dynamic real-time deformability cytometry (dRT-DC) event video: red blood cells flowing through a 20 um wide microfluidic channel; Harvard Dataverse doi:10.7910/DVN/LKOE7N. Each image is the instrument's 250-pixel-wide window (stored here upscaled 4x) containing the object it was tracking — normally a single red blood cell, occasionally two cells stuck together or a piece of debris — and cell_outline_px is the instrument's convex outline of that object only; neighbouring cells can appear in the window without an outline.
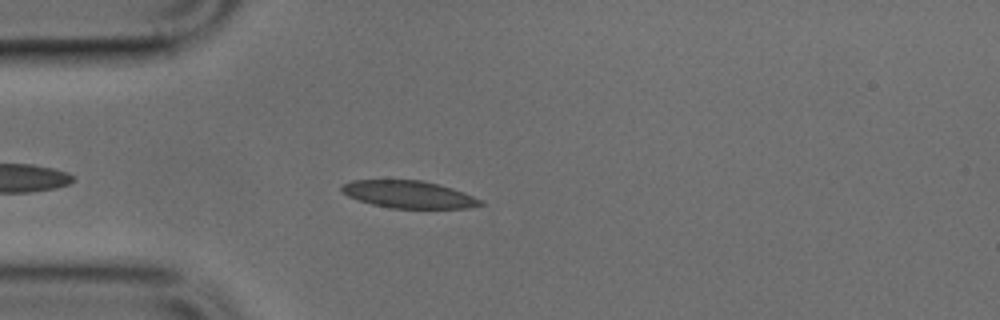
{"species": "common noctule bat (a hibernating species)", "species_latin": "Nyctalus noctula", "temperature_condition": "cold", "stored_images_in_passage": 36, "camera_frame_rate_fps": 3000, "um_per_image_px": 0.085, "animal": {"sex": "male", "body_mass_g": 17.9, "forearm_length_mm": 54.2}, "frame": {"image": 1, "passage_image": 5, "time_ms": 1.333, "image_size_px": [1000, 320], "cell_outline_px": [[484, 204], [468, 208], [392, 208], [372, 204], [348, 196], [340, 188], [344, 184], [352, 180], [420, 180], [452, 188], [464, 192], [484, 200]], "centroid_in_image_um": [34.78, 16.53], "position_along_channel_um": 50.2, "area_um2": 21.91}}
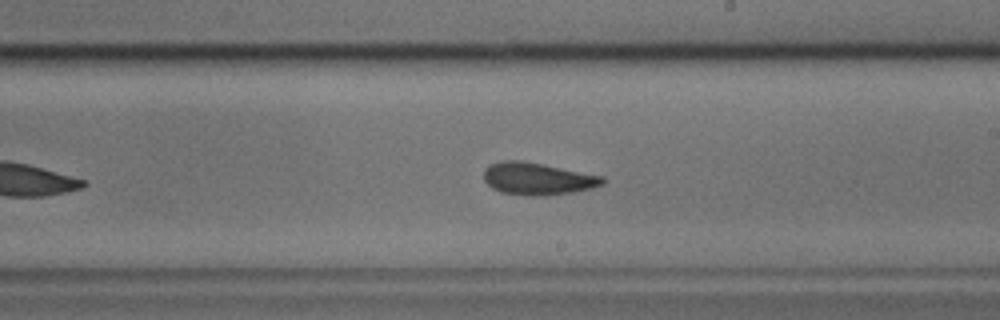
{"frame": {"image": 2, "passage_image": 20, "time_ms": 6.333, "image_size_px": [1000, 320], "cell_outline_px": [[608, 180], [604, 184], [592, 188], [572, 192], [540, 196], [532, 196], [500, 192], [492, 188], [484, 180], [484, 168], [492, 164], [504, 160], [520, 160], [544, 164], [604, 176]], "centroid_in_image_um": [45.72, 15.19], "position_along_channel_um": 243.3, "area_um2": 22.43}}
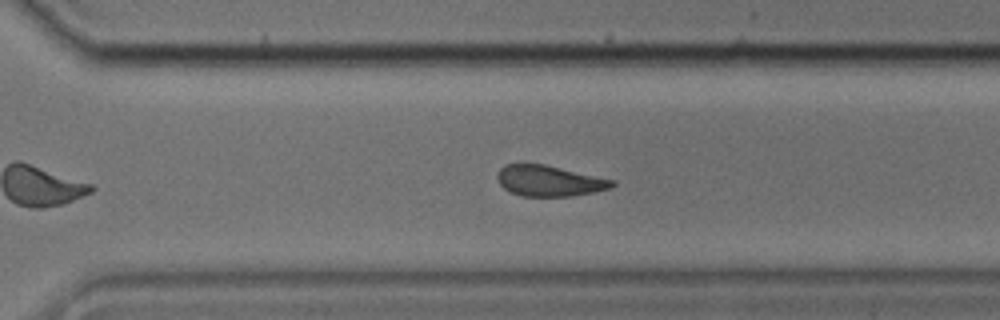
{"frame": {"image": 3, "passage_image": 26, "time_ms": 8.333, "image_size_px": [1000, 320], "cell_outline_px": [[616, 184], [612, 188], [572, 196], [520, 196], [504, 188], [500, 184], [496, 176], [500, 168], [504, 164], [520, 160], [544, 164], [616, 180]], "centroid_in_image_um": [46.64, 15.33], "position_along_channel_um": 324.0, "area_um2": 21.21}}